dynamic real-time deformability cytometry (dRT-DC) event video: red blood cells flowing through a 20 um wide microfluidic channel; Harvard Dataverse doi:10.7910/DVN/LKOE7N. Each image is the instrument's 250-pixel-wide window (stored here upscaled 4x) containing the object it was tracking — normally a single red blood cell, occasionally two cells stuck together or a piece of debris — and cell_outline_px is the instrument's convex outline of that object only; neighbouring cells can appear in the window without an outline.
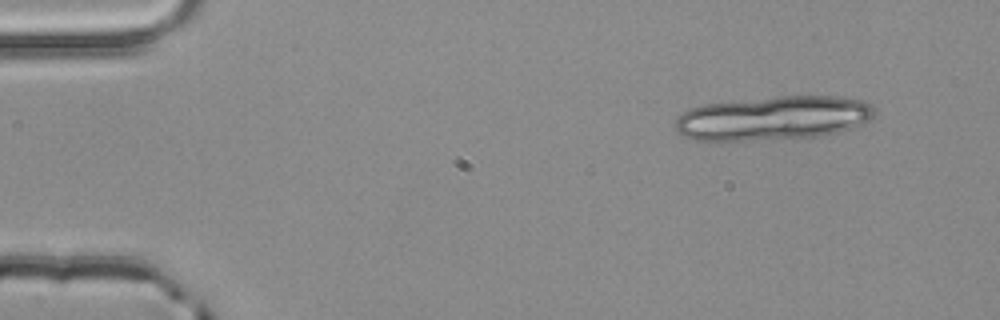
{"species": "common noctule bat (a hibernating species)", "species_latin": "Nyctalus noctula", "temperature_condition": "room temperature", "stored_images_in_passage": 2, "camera_frame_rate_fps": 3000, "um_per_image_px": 0.085, "animal": {"sex": "male", "body_mass_g": 20.4}, "frame": {"image": 1, "passage_image": 1, "time_ms": 0.0, "image_size_px": [1000, 320], "cell_outline_px": [[876, 112], [868, 120], [860, 124], [836, 132], [820, 136], [720, 144], [692, 140], [684, 136], [676, 128], [676, 120], [684, 112], [692, 108], [704, 104], [780, 96], [836, 96], [860, 100], [876, 108]], "centroid_in_image_um": [65.64, 10.09], "position_along_channel_um": 19.4, "area_um2": 51.9}}